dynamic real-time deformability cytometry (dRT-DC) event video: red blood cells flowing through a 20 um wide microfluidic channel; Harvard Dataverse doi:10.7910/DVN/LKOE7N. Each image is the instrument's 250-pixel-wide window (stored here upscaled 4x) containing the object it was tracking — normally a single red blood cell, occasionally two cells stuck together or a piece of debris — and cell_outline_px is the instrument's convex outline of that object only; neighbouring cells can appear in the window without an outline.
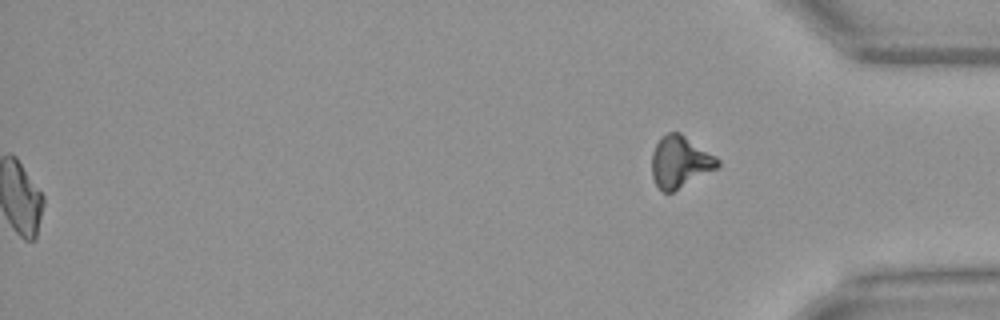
{"species": "Egyptian fruit bat (a non-hibernating species)", "species_latin": "Rousettus aegyptiacus", "temperature_condition": "warm", "stored_images_in_passage": 51, "segment_of_instrument_passage": [2, 2], "camera_frame_rate_fps": 3000, "um_per_image_px": 0.085, "animal": {"sex": "female"}, "frame": {"image": 1, "passage_image": 51, "time_ms": 16.667, "image_size_px": [1000, 320], "cell_outline_px": [[720, 164], [716, 168], [672, 192], [664, 192], [656, 184], [652, 176], [652, 152], [660, 136], [668, 132], [680, 132], [716, 156], [720, 160]], "centroid_in_image_um": [57.79, 13.72], "position_along_channel_um": 377.4, "area_um2": 19.65}}